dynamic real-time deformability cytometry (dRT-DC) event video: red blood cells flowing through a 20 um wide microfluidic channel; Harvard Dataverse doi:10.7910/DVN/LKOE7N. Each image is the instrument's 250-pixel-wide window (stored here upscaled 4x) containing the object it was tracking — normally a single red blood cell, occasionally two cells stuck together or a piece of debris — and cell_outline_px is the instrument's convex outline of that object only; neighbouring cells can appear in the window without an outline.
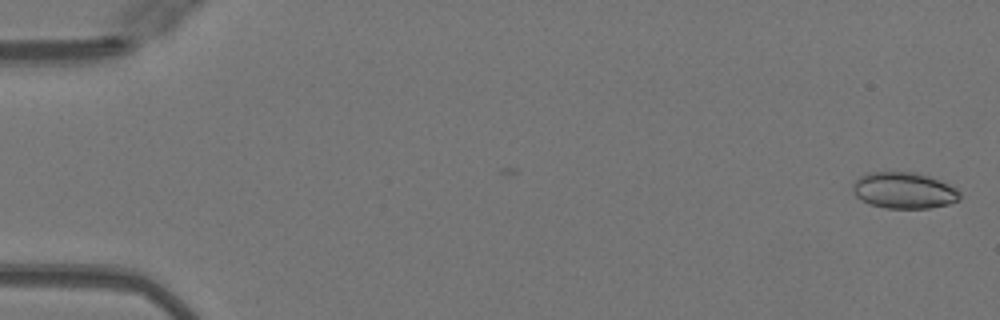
{"species": "Egyptian fruit bat (a non-hibernating species)", "species_latin": "Rousettus aegyptiacus", "temperature_condition": "warm", "stored_images_in_passage": 46, "camera_frame_rate_fps": 3000, "um_per_image_px": 0.085, "animal": {"sex": "female"}, "frame": {"image": 1, "passage_image": 1, "time_ms": 0.0, "image_size_px": [1000, 320], "cell_outline_px": [[960, 200], [948, 204], [928, 208], [888, 208], [868, 204], [860, 200], [852, 192], [852, 184], [860, 176], [868, 172], [912, 172], [928, 176], [940, 180], [956, 188], [960, 192]], "centroid_in_image_um": [76.81, 16.19], "position_along_channel_um": 8.2, "area_um2": 22.72}}
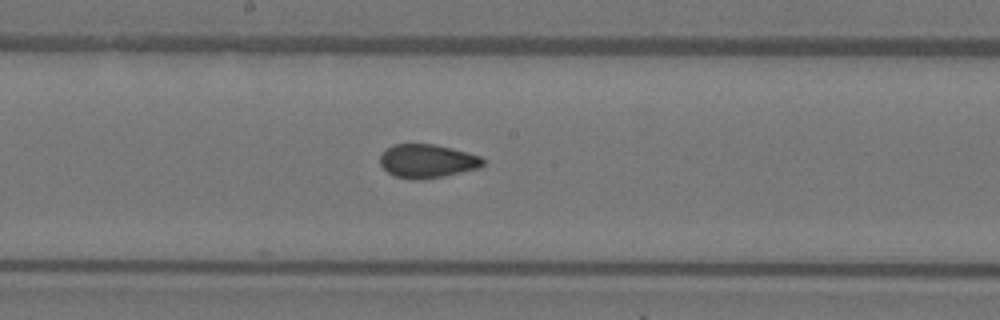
{"frame": {"image": 2, "passage_image": 27, "time_ms": 8.667, "image_size_px": [1000, 320], "cell_outline_px": [[484, 164], [480, 168], [444, 176], [416, 180], [412, 180], [396, 176], [388, 172], [380, 164], [380, 156], [392, 144], [432, 144], [452, 148], [480, 156], [484, 160]], "centroid_in_image_um": [36.32, 13.69], "position_along_channel_um": 211.9, "area_um2": 20.06}}
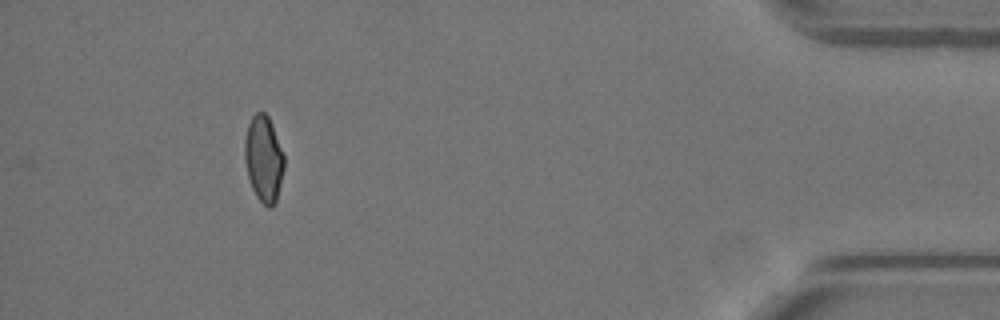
{"frame": {"image": 3, "passage_image": 46, "time_ms": 15.0, "image_size_px": [1000, 320], "cell_outline_px": [[284, 168], [276, 204], [272, 208], [268, 208], [256, 196], [252, 188], [248, 176], [244, 160], [244, 140], [248, 124], [252, 116], [256, 112], [264, 112], [268, 116], [272, 124], [284, 156]], "centroid_in_image_um": [22.41, 13.51], "position_along_channel_um": 412.8, "area_um2": 19.94}, "authors_computed_cell_mechanics": {"area_um2": 20.7502, "velocity_mm_per_s": 4.1012, "shape_relaxation_time_tau1_ms": null, "shape_relaxation_time_tau2_ms": 0.9279, "deformation_change_tau1": null, "deformation_change_tau2": 0.0649}}